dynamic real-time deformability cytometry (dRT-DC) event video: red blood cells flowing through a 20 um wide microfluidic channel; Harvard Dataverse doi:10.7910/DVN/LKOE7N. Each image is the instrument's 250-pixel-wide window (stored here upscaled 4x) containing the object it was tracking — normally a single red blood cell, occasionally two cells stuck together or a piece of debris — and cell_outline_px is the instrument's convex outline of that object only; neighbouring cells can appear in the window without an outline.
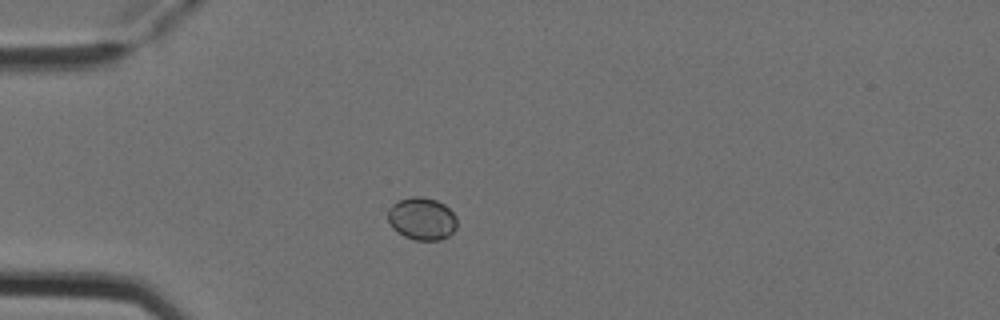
{"species": "Egyptian fruit bat (a non-hibernating species)", "species_latin": "Rousettus aegyptiacus", "temperature_condition": "cold", "stored_images_in_passage": 1, "camera_frame_rate_fps": 3000, "um_per_image_px": 0.085, "animal": {"sex": "female"}, "frame": {"image": 1, "passage_image": 1, "time_ms": 0.0, "image_size_px": [1000, 320], "cell_outline_px": [[456, 228], [448, 236], [440, 240], [416, 240], [404, 236], [396, 232], [392, 228], [388, 220], [388, 208], [392, 204], [400, 200], [412, 196], [420, 196], [436, 200], [444, 204], [456, 216]], "centroid_in_image_um": [35.84, 18.59], "position_along_channel_um": 49.2, "area_um2": 17.17}}